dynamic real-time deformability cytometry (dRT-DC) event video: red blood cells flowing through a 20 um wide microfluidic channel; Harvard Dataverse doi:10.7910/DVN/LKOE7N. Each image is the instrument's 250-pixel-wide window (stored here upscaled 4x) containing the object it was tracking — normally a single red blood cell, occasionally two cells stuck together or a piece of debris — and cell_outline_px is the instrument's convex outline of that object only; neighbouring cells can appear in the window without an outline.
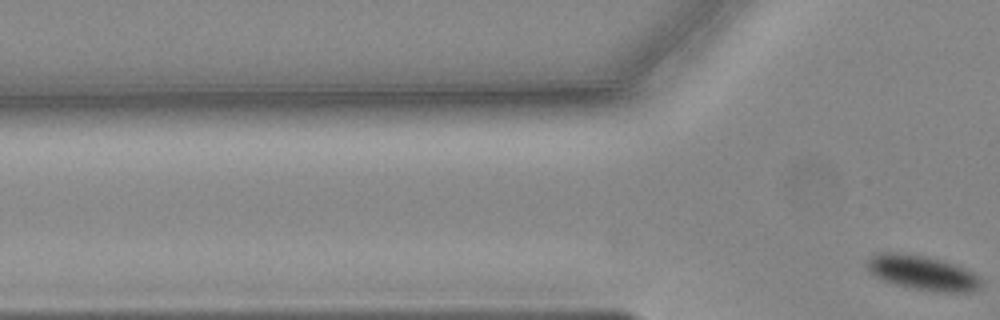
{"species": "common noctule bat (a hibernating species)", "species_latin": "Nyctalus noctula", "temperature_condition": "cold", "stored_images_in_passage": 3, "camera_frame_rate_fps": 3000, "um_per_image_px": 0.085, "animal": {"sex": "male", "body_mass_g": 19.2, "forearm_length_mm": 51.8}, "frame": {"image": 1, "passage_image": 3, "time_ms": 0.667, "image_size_px": [1000, 320], "cell_outline_px": [[980, 288], [972, 292], [928, 292], [908, 288], [892, 284], [872, 276], [868, 272], [868, 260], [872, 256], [880, 252], [896, 252], [924, 256], [956, 264], [980, 276]], "centroid_in_image_um": [78.39, 23.21], "position_along_channel_um": 47.4, "area_um2": 23.35}}